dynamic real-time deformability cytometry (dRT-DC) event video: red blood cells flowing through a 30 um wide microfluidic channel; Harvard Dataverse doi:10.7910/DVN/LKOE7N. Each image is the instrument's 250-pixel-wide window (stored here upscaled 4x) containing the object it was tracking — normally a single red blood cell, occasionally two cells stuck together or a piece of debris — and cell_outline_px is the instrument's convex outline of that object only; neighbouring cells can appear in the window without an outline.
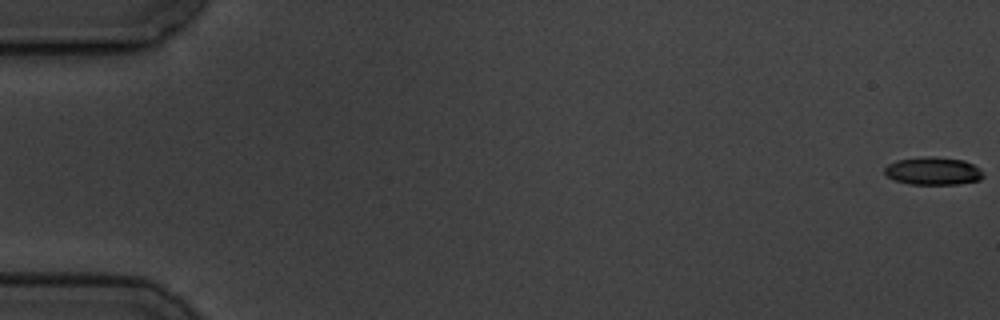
{"species": "common noctule bat (a hibernating species)", "species_latin": "Nyctalus noctula", "temperature_condition": "cold", "stored_images_in_passage": 7, "camera_frame_rate_fps": 3000, "um_per_image_px": 0.085, "animal": {"sex": "male", "body_mass_g": 19.5, "forearm_length_mm": 54.6}, "frame": {"image": 1, "passage_image": 1, "time_ms": 0.0, "image_size_px": [1000, 320], "cell_outline_px": [[984, 176], [980, 180], [960, 184], [908, 184], [892, 180], [884, 172], [884, 168], [888, 164], [896, 160], [924, 156], [936, 156], [964, 160], [980, 168], [984, 172]], "centroid_in_image_um": [79.32, 14.53], "position_along_channel_um": 5.7, "area_um2": 16.3}}
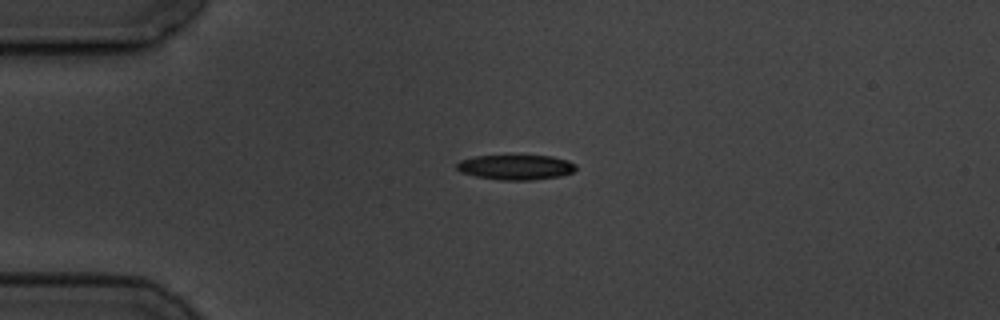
{"frame": {"image": 2, "passage_image": 5, "time_ms": 4.667, "image_size_px": [1000, 320], "cell_outline_px": [[576, 168], [572, 172], [560, 176], [532, 180], [500, 180], [476, 176], [460, 172], [456, 168], [456, 164], [460, 160], [476, 156], [552, 156], [568, 160], [576, 164]], "centroid_in_image_um": [43.84, 14.21], "position_along_channel_um": 41.2, "area_um2": 17.28}}